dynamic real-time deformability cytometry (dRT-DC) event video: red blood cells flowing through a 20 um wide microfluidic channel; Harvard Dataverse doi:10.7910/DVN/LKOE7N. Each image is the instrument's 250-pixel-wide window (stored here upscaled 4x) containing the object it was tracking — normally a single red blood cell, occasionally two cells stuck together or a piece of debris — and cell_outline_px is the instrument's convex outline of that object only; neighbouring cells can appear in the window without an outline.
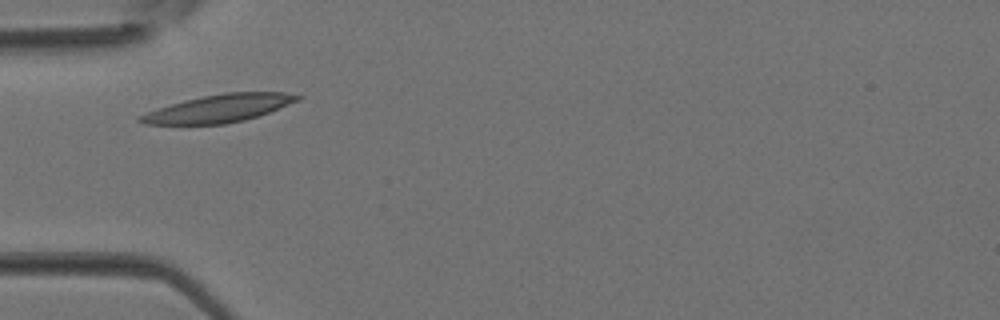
{"species": "Egyptian fruit bat (a non-hibernating species)", "species_latin": "Rousettus aegyptiacus", "temperature_condition": "room temperature", "stored_images_in_passage": 3, "camera_frame_rate_fps": 3000, "um_per_image_px": 0.085, "animal": {"sex": "female"}, "frame": {"image": 1, "passage_image": 2, "time_ms": 0.333, "image_size_px": [1000, 320], "cell_outline_px": [[304, 96], [300, 100], [268, 112], [244, 120], [224, 124], [144, 124], [136, 120], [136, 116], [184, 100], [224, 92], [284, 92]], "centroid_in_image_um": [18.62, 9.21], "position_along_channel_um": 66.4, "area_um2": 25.14}}
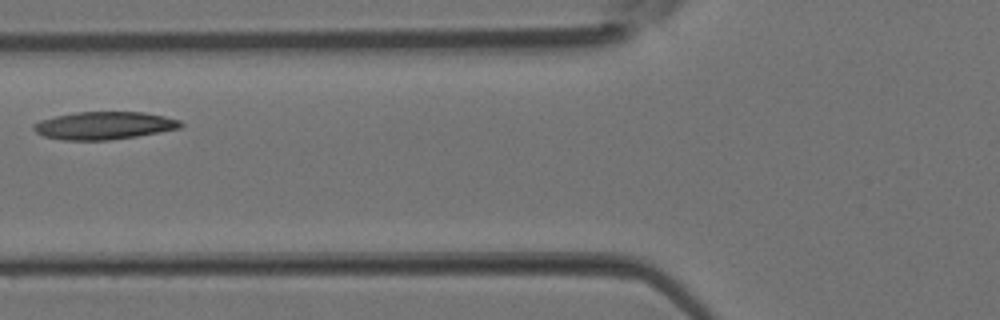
{"frame": {"image": 2, "passage_image": 3, "time_ms": 0.667, "image_size_px": [1000, 320], "cell_outline_px": [[184, 124], [180, 128], [160, 132], [136, 136], [108, 140], [64, 140], [44, 136], [36, 132], [32, 128], [32, 124], [40, 120], [56, 116], [76, 112], [144, 112], [164, 116], [180, 120]], "centroid_in_image_um": [8.85, 10.67], "position_along_channel_um": 117.0, "area_um2": 23.7}}